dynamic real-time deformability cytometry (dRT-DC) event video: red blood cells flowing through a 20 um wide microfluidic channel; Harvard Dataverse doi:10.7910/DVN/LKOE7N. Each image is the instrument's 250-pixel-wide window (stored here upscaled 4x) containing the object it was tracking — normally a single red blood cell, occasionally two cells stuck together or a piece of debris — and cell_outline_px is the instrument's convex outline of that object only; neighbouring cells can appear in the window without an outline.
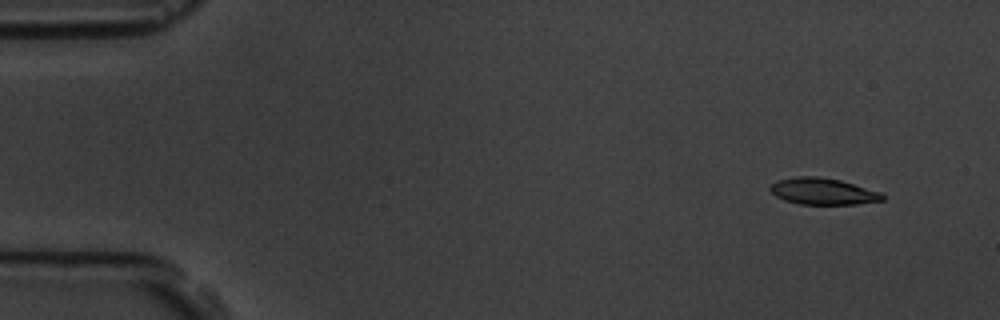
{"species": "common noctule bat (a hibernating species)", "species_latin": "Nyctalus noctula", "temperature_condition": "room temperature", "stored_images_in_passage": 4, "camera_frame_rate_fps": 3000, "um_per_image_px": 0.085, "animal": {"sex": "male", "body_mass_g": 19.5, "forearm_length_mm": 54.6}, "frame": {"image": 1, "passage_image": 1, "time_ms": 0.0, "image_size_px": [1000, 320], "cell_outline_px": [[884, 200], [856, 204], [800, 204], [784, 200], [776, 196], [768, 188], [776, 180], [796, 176], [816, 176], [840, 180], [880, 192], [884, 196]], "centroid_in_image_um": [69.91, 16.26], "position_along_channel_um": 15.1, "area_um2": 17.28}}
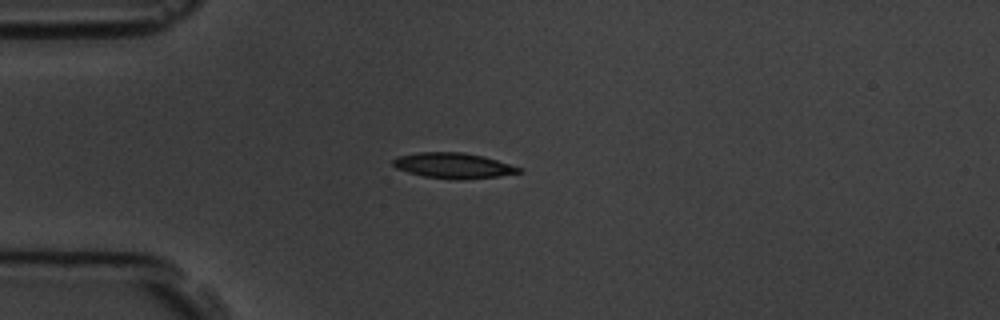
{"frame": {"image": 2, "passage_image": 4, "time_ms": 3.333, "image_size_px": [1000, 320], "cell_outline_px": [[524, 172], [500, 176], [460, 180], [456, 180], [424, 176], [408, 172], [396, 168], [392, 164], [392, 160], [396, 156], [420, 152], [464, 152], [484, 156], [524, 168]], "centroid_in_image_um": [38.58, 14.07], "position_along_channel_um": 46.4, "area_um2": 18.96}}